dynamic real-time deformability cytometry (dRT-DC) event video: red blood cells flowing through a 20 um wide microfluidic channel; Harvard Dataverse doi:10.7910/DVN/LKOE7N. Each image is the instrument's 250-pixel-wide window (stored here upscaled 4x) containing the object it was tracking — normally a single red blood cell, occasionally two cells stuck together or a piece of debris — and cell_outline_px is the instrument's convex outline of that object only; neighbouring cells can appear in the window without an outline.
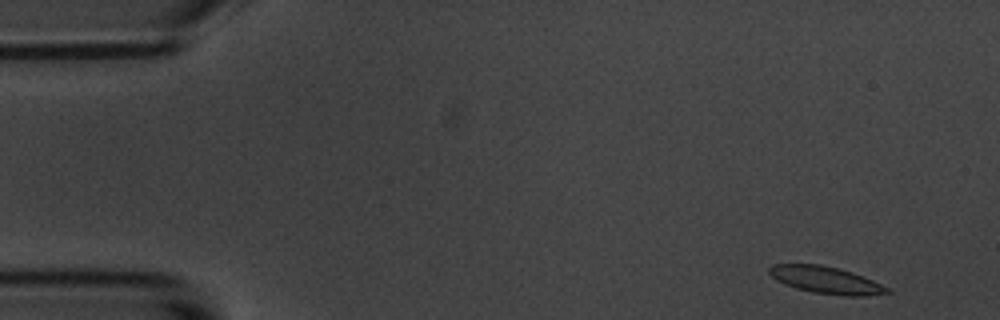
{"species": "common noctule bat (a hibernating species)", "species_latin": "Nyctalus noctula", "temperature_condition": "room temperature", "stored_images_in_passage": 53, "camera_frame_rate_fps": 3000, "um_per_image_px": 0.085, "animal": {"sex": "male", "body_mass_g": 20.1, "forearm_length_mm": 53.5}, "frame": {"image": 1, "passage_image": 1, "time_ms": 0.0, "image_size_px": [1000, 320], "cell_outline_px": [[892, 292], [864, 296], [844, 296], [812, 292], [796, 288], [784, 284], [776, 280], [768, 272], [768, 268], [772, 264], [820, 264], [852, 272], [864, 276], [888, 288]], "centroid_in_image_um": [70.18, 23.8], "position_along_channel_um": 14.8, "area_um2": 18.55}}
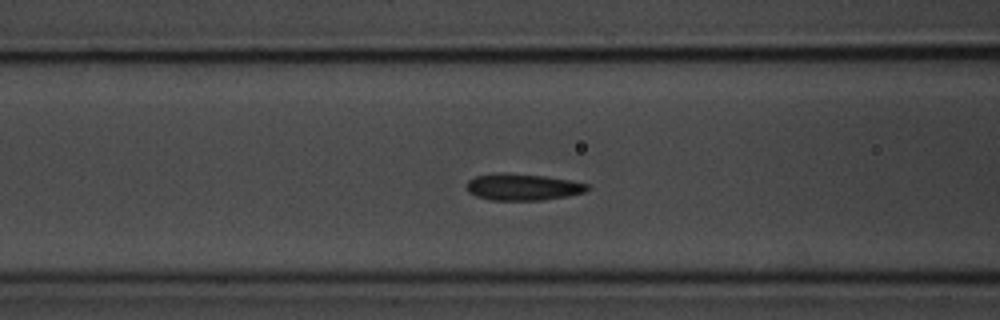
{"frame": {"image": 2, "passage_image": 19, "time_ms": 6.0, "image_size_px": [1000, 320], "cell_outline_px": [[588, 188], [584, 192], [568, 196], [540, 200], [492, 200], [476, 196], [468, 192], [464, 188], [468, 180], [476, 176], [496, 172], [504, 172], [544, 176], [572, 180], [588, 184]], "centroid_in_image_um": [44.38, 15.88], "position_along_channel_um": 122.2, "area_um2": 18.9}}
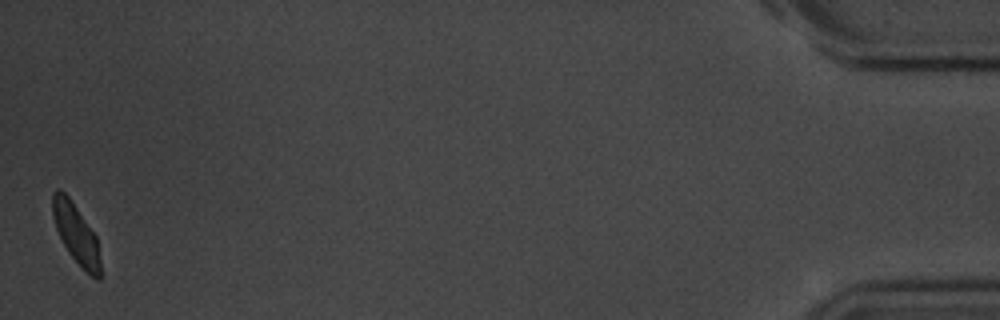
{"frame": {"image": 3, "passage_image": 53, "time_ms": 17.333, "image_size_px": [1000, 320], "cell_outline_px": [[100, 280], [96, 280], [68, 252], [56, 228], [52, 216], [52, 192], [56, 188], [60, 188], [68, 196], [96, 236], [100, 260]], "centroid_in_image_um": [6.44, 19.82], "position_along_channel_um": 428.8, "area_um2": 16.24}, "authors_computed_cell_mechanics": {"area_um2": 18.3226, "velocity_mm_per_s": 3.5345, "shape_relaxation_time_tau1_ms": 1.9909, "shape_relaxation_time_tau2_ms": 1.8341, "deformation_change_tau1": 0.0966, "deformation_change_tau2": 0.0324}}